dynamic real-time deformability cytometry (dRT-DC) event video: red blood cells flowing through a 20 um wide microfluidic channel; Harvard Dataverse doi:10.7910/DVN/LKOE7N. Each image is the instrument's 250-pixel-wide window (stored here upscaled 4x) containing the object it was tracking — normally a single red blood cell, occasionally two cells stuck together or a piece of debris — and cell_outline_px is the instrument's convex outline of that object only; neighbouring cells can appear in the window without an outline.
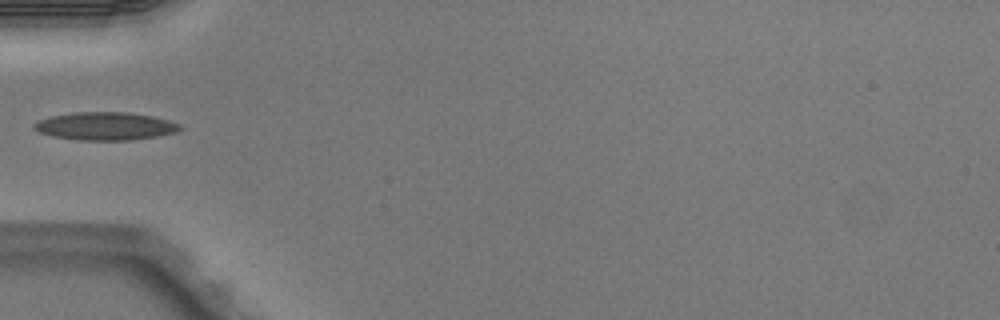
{"species": "Egyptian fruit bat (a non-hibernating species)", "species_latin": "Rousettus aegyptiacus", "temperature_condition": "warm", "stored_images_in_passage": 5, "camera_frame_rate_fps": 3000, "um_per_image_px": 0.085, "animal": {"sex": "male"}, "frame": {"image": 1, "passage_image": 4, "time_ms": 1.0, "image_size_px": [1000, 320], "cell_outline_px": [[184, 128], [176, 132], [156, 136], [132, 140], [80, 140], [52, 136], [40, 132], [32, 128], [32, 124], [36, 120], [52, 116], [76, 112], [128, 112], [152, 116], [168, 120], [180, 124]], "centroid_in_image_um": [8.94, 10.72], "position_along_channel_um": 76.1, "area_um2": 23.81}}
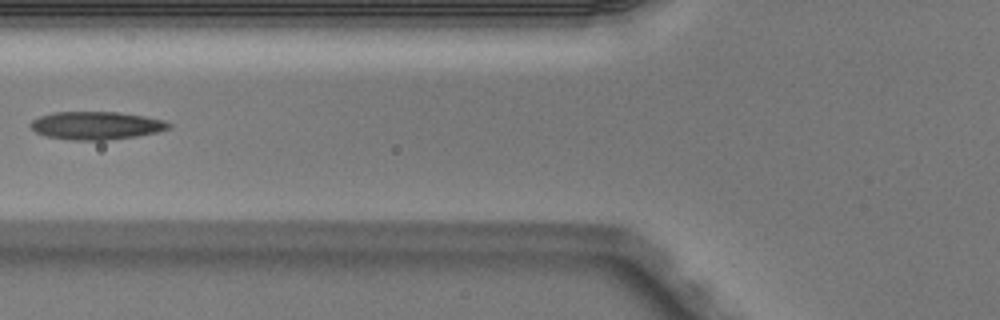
{"frame": {"image": 2, "passage_image": 5, "time_ms": 1.333, "image_size_px": [1000, 320], "cell_outline_px": [[172, 124], [168, 128], [156, 132], [136, 136], [104, 140], [72, 140], [48, 136], [36, 132], [28, 124], [32, 120], [40, 116], [52, 112], [116, 112], [144, 116], [164, 120]], "centroid_in_image_um": [8.15, 10.66], "position_along_channel_um": 117.6, "area_um2": 22.31}}